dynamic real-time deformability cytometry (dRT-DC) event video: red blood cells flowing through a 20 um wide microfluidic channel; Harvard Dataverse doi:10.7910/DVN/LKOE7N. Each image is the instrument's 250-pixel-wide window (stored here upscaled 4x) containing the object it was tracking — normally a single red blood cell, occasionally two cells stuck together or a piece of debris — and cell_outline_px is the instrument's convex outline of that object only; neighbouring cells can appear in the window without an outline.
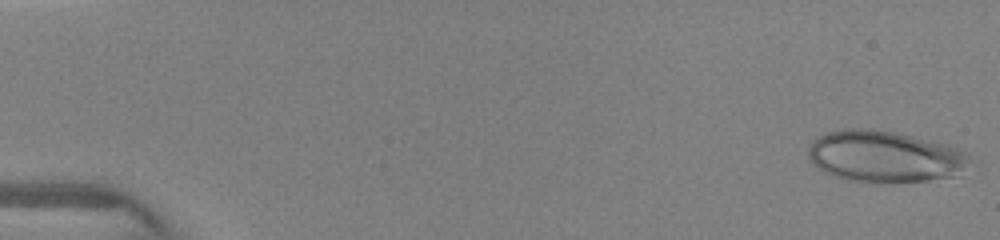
{"species": "human", "species_latin": "Homo sapiens", "temperature_condition": "warm", "stored_images_in_passage": 35, "camera_frame_rate_fps": 3000, "um_per_image_px": 0.085, "donor": {"sex": "female"}, "frame": {"image": 1, "passage_image": 1, "time_ms": 0.0, "image_size_px": [1000, 240], "cell_outline_px": [[968, 160], [952, 176], [928, 180], [880, 184], [876, 184], [848, 180], [824, 172], [812, 164], [808, 156], [808, 148], [820, 136], [828, 132], [844, 128], [868, 128], [896, 132], [944, 144], [968, 152]], "centroid_in_image_um": [75.11, 13.31], "position_along_channel_um": 9.9, "area_um2": 48.15}}
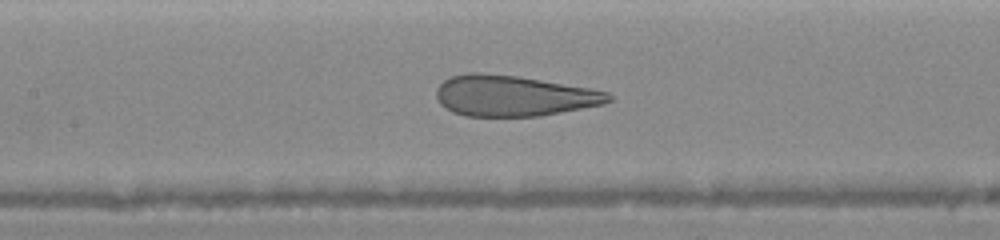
{"frame": {"image": 2, "passage_image": 20, "time_ms": 7.0, "image_size_px": [1000, 240], "cell_outline_px": [[612, 100], [604, 104], [540, 116], [464, 116], [452, 112], [444, 108], [440, 104], [436, 96], [436, 92], [440, 84], [444, 80], [452, 76], [468, 72], [480, 72], [520, 76], [588, 88], [608, 92], [612, 96]], "centroid_in_image_um": [43.62, 8.14], "position_along_channel_um": 163.8, "area_um2": 41.04}}
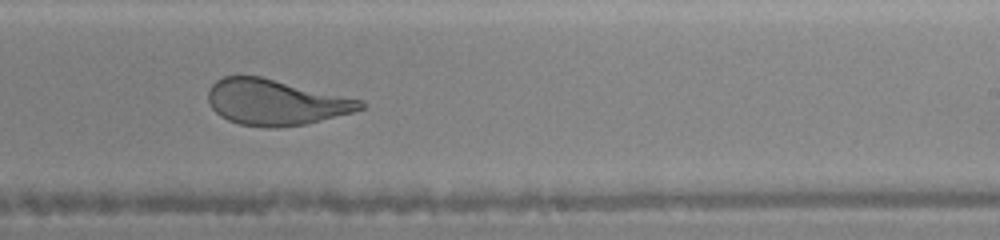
{"frame": {"image": 3, "passage_image": 28, "time_ms": 9.333, "image_size_px": [1000, 240], "cell_outline_px": [[368, 104], [364, 108], [352, 112], [304, 124], [276, 128], [268, 128], [240, 124], [228, 120], [220, 116], [208, 104], [208, 88], [216, 80], [224, 76], [260, 76], [364, 100]], "centroid_in_image_um": [23.42, 8.69], "position_along_channel_um": 265.6, "area_um2": 40.63}}